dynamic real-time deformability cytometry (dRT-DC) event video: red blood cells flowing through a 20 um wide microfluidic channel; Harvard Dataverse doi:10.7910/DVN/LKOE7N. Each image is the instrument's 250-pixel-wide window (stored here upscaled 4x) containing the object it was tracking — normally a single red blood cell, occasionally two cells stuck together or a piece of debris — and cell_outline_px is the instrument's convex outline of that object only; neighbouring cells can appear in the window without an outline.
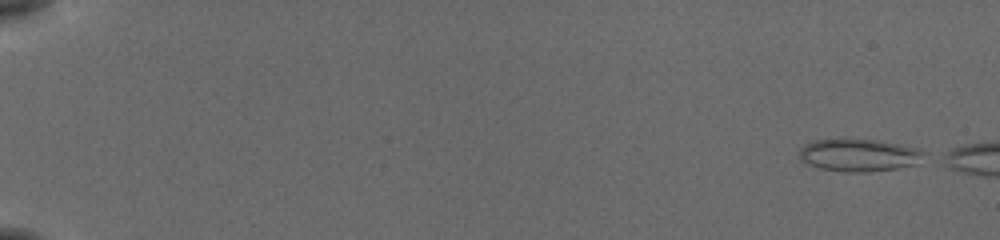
{"species": "common noctule bat (a hibernating species)", "species_latin": "Nyctalus noctula", "temperature_condition": "cold", "stored_images_in_passage": 13, "camera_frame_rate_fps": 3000, "um_per_image_px": 0.085, "animal": {"sex": "female", "body_mass_g": 19.5, "forearm_length_mm": 54.1}, "frame": {"image": 1, "passage_image": 1, "time_ms": 0.0, "image_size_px": [1000, 240], "cell_outline_px": [[928, 152], [920, 164], [896, 168], [868, 172], [848, 172], [820, 168], [808, 164], [800, 160], [800, 148], [804, 144], [812, 140], [876, 140], [920, 148]], "centroid_in_image_um": [73.08, 13.2], "position_along_channel_um": 11.9, "area_um2": 23.7}}